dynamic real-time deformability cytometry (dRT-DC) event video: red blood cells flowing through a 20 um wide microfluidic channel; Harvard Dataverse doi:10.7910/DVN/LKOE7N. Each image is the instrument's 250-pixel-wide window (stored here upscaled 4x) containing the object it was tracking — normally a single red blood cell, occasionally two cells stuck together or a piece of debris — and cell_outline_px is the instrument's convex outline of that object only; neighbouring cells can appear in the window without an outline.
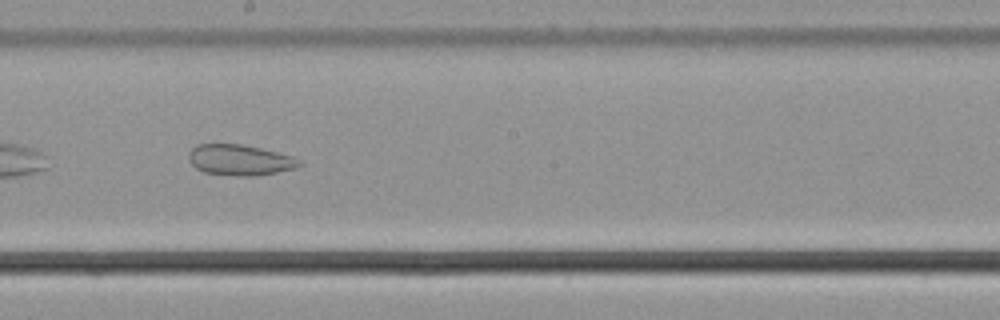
{"species": "common noctule bat (a hibernating species)", "species_latin": "Nyctalus noctula", "temperature_condition": "cold", "stored_images_in_passage": 34, "camera_frame_rate_fps": 3000, "um_per_image_px": 0.085, "animal": {"sex": "male", "body_mass_g": 21.5, "forearm_length_mm": 52.0}, "frame": {"image": 1, "passage_image": 15, "time_ms": 4.667, "image_size_px": [1000, 320], "cell_outline_px": [[304, 164], [296, 168], [256, 176], [240, 176], [204, 172], [196, 168], [188, 160], [188, 152], [196, 144], [244, 144], [292, 156], [300, 160]], "centroid_in_image_um": [20.38, 13.59], "position_along_channel_um": 227.8, "area_um2": 19.88}}